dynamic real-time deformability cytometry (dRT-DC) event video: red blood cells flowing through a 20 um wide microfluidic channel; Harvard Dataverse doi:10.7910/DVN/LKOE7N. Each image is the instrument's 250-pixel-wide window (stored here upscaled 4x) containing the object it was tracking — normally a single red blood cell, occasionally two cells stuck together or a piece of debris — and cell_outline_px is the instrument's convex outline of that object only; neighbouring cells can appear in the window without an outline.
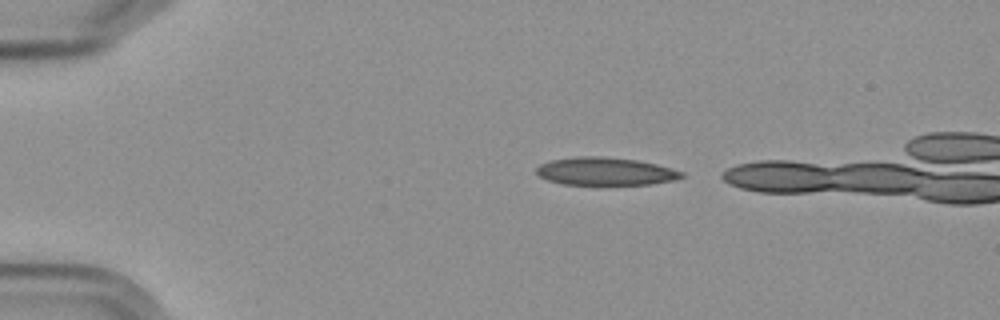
{"species": "Egyptian fruit bat (a non-hibernating species)", "species_latin": "Rousettus aegyptiacus", "temperature_condition": "cold", "stored_images_in_passage": 5, "camera_frame_rate_fps": 3000, "um_per_image_px": 0.085, "frame": {"image": 1, "passage_image": 1, "time_ms": 0.0, "image_size_px": [1000, 320], "cell_outline_px": [[684, 176], [672, 180], [648, 184], [560, 184], [548, 180], [540, 176], [536, 172], [536, 168], [540, 164], [548, 160], [572, 156], [600, 156], [636, 160], [656, 164], [684, 172]], "centroid_in_image_um": [51.39, 14.55], "position_along_channel_um": 33.6, "area_um2": 23.47}}
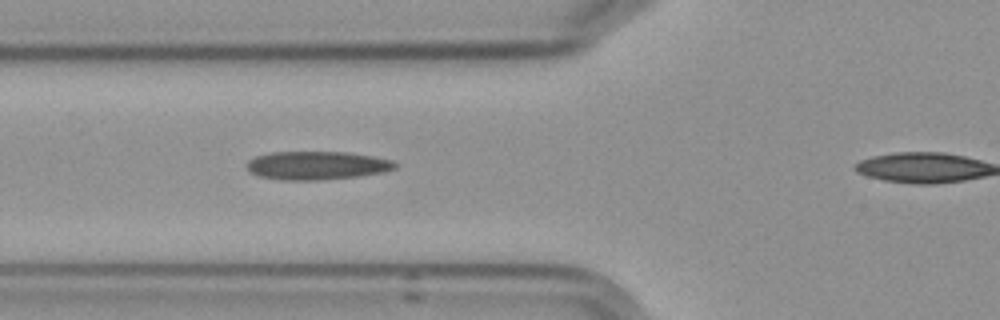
{"frame": {"image": 2, "passage_image": 4, "time_ms": 3.333, "image_size_px": [1000, 320], "cell_outline_px": [[396, 168], [384, 172], [356, 176], [320, 180], [280, 180], [260, 176], [248, 172], [248, 160], [256, 156], [272, 152], [344, 152], [372, 156], [392, 160], [396, 164]], "centroid_in_image_um": [26.91, 14.06], "position_along_channel_um": 98.9, "area_um2": 24.39}}